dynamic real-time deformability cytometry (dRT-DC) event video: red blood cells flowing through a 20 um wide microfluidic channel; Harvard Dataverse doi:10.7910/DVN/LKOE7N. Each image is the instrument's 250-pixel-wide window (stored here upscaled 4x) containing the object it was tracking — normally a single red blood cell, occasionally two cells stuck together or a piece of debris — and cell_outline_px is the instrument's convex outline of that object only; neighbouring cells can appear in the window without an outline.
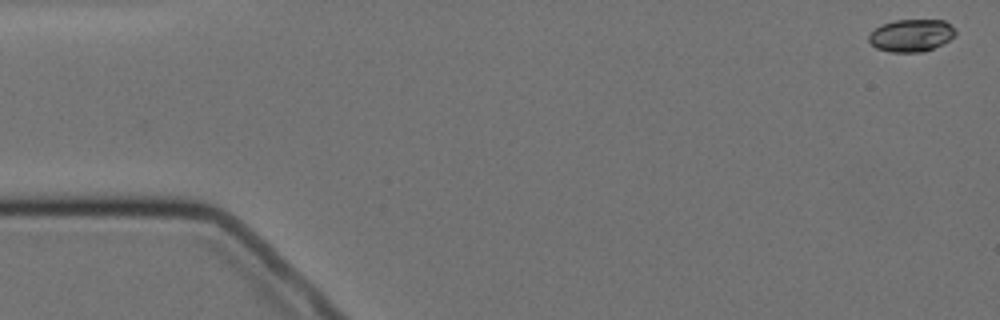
{"species": "Egyptian fruit bat (a non-hibernating species)", "species_latin": "Rousettus aegyptiacus", "temperature_condition": "cold", "stored_images_in_passage": 5, "camera_frame_rate_fps": 3000, "um_per_image_px": 0.085, "animal": {"sex": "female"}, "frame": {"image": 1, "passage_image": 1, "time_ms": 0.0, "image_size_px": [1000, 320], "cell_outline_px": [[956, 36], [924, 52], [892, 52], [876, 48], [868, 40], [868, 36], [880, 24], [892, 20], [944, 20], [956, 28]], "centroid_in_image_um": [77.46, 3.0], "position_along_channel_um": 7.5, "area_um2": 16.42}}